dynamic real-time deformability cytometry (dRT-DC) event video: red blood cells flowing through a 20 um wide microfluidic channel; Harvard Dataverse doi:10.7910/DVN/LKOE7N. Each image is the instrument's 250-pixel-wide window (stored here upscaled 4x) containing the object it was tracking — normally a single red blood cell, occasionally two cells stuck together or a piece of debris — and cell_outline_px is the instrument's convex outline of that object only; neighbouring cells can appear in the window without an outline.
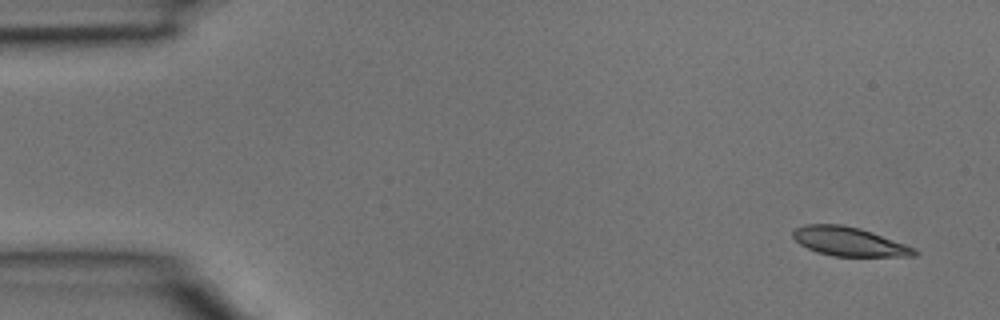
{"species": "common noctule bat (a hibernating species)", "species_latin": "Nyctalus noctula", "temperature_condition": "room temperature", "stored_images_in_passage": 3, "camera_frame_rate_fps": 3000, "um_per_image_px": 0.085, "animal": {"sex": "male", "body_mass_g": 15.6}, "frame": {"image": 1, "passage_image": 3, "time_ms": 0.667, "image_size_px": [1000, 320], "cell_outline_px": [[920, 252], [916, 256], [832, 256], [816, 252], [800, 244], [792, 236], [792, 232], [796, 228], [804, 224], [840, 224], [860, 228], [872, 232], [916, 248]], "centroid_in_image_um": [72.18, 20.53], "position_along_channel_um": 12.8, "area_um2": 20.52}}